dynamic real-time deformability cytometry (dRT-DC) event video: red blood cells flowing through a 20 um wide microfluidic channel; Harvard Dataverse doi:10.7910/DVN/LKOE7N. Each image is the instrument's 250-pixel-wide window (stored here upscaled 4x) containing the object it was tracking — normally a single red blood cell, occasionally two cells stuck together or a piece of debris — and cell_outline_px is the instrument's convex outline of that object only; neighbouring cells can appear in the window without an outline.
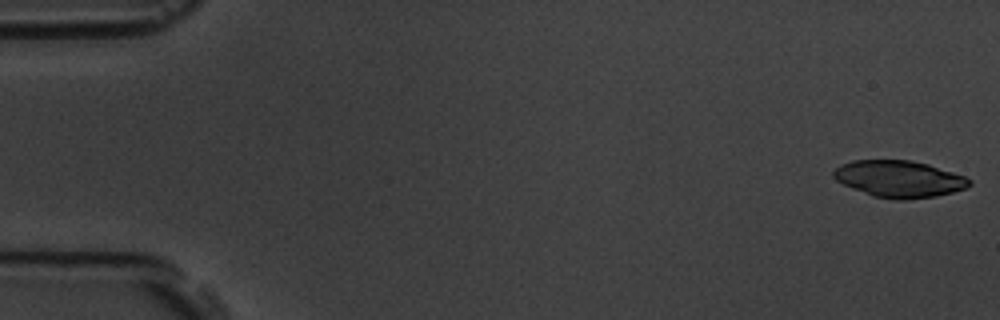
{"species": "common noctule bat (a hibernating species)", "species_latin": "Nyctalus noctula", "temperature_condition": "room temperature", "stored_images_in_passage": 6, "camera_frame_rate_fps": 3000, "um_per_image_px": 0.085, "animal": {"sex": "male", "body_mass_g": 19.5, "forearm_length_mm": 54.6}, "frame": {"image": 1, "passage_image": 1, "time_ms": 0.0, "image_size_px": [1000, 320], "cell_outline_px": [[972, 184], [968, 188], [936, 196], [904, 200], [896, 200], [872, 196], [852, 188], [836, 180], [832, 176], [832, 172], [840, 164], [852, 160], [912, 160], [928, 164], [964, 176], [972, 180]], "centroid_in_image_um": [76.42, 15.21], "position_along_channel_um": 8.6, "area_um2": 29.25}}